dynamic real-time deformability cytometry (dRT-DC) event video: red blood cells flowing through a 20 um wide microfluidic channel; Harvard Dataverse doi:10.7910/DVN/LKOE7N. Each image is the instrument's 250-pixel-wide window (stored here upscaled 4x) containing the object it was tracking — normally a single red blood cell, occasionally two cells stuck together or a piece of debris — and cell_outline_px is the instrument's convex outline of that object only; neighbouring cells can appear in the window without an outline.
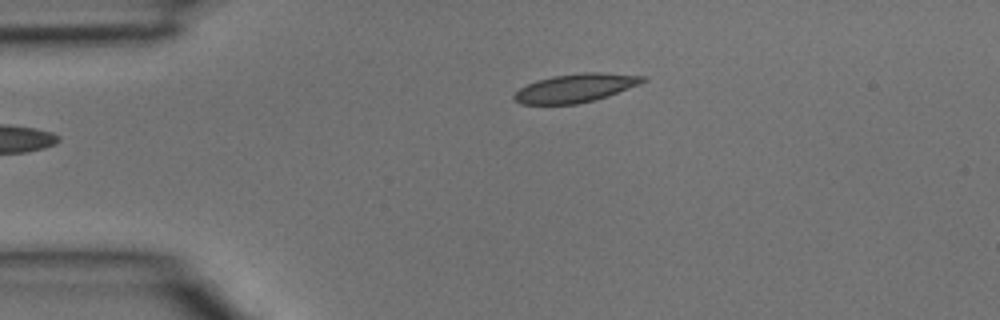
{"species": "common noctule bat (a hibernating species)", "species_latin": "Nyctalus noctula", "temperature_condition": "room temperature", "stored_images_in_passage": 32, "camera_frame_rate_fps": 3000, "um_per_image_px": 0.085, "animal": {"sex": "male", "body_mass_g": 15.6}, "frame": {"image": 1, "passage_image": 1, "time_ms": 0.0, "image_size_px": [1000, 320], "cell_outline_px": [[648, 80], [640, 84], [608, 96], [596, 100], [576, 104], [520, 104], [512, 100], [512, 96], [520, 88], [528, 84], [540, 80], [556, 76], [584, 72], [604, 72], [644, 76]], "centroid_in_image_um": [48.94, 7.49], "position_along_channel_um": 36.1, "area_um2": 21.33}}
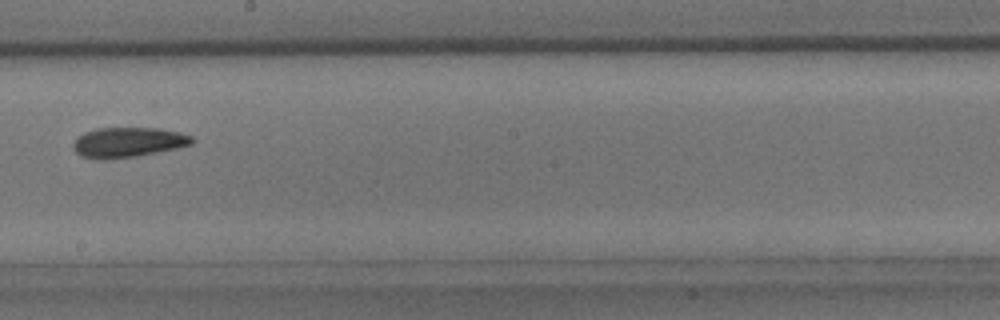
{"frame": {"image": 2, "passage_image": 15, "time_ms": 4.667, "image_size_px": [1000, 320], "cell_outline_px": [[196, 140], [192, 144], [176, 148], [136, 156], [100, 160], [96, 160], [80, 156], [72, 148], [72, 144], [84, 132], [96, 128], [160, 128], [180, 132], [192, 136]], "centroid_in_image_um": [10.88, 12.09], "position_along_channel_um": 237.3, "area_um2": 20.87}}
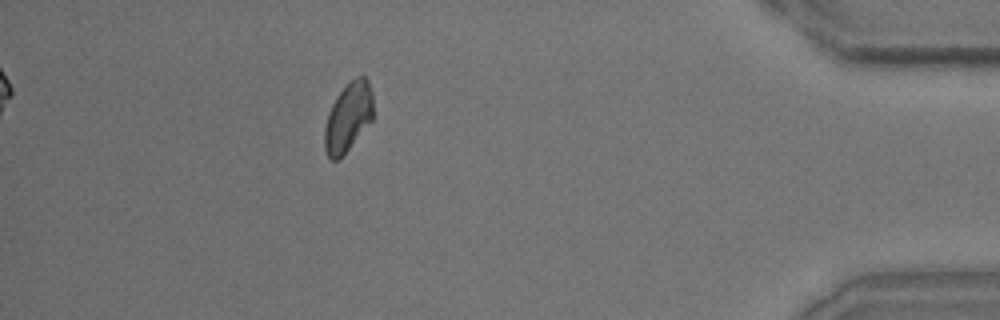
{"frame": {"image": 3, "passage_image": 28, "time_ms": 9.0, "image_size_px": [1000, 320], "cell_outline_px": [[376, 116], [348, 148], [336, 160], [332, 160], [328, 156], [324, 148], [324, 128], [328, 112], [336, 96], [356, 76], [364, 76], [368, 80], [372, 92]], "centroid_in_image_um": [29.63, 9.92], "position_along_channel_um": 405.6, "area_um2": 19.59}}